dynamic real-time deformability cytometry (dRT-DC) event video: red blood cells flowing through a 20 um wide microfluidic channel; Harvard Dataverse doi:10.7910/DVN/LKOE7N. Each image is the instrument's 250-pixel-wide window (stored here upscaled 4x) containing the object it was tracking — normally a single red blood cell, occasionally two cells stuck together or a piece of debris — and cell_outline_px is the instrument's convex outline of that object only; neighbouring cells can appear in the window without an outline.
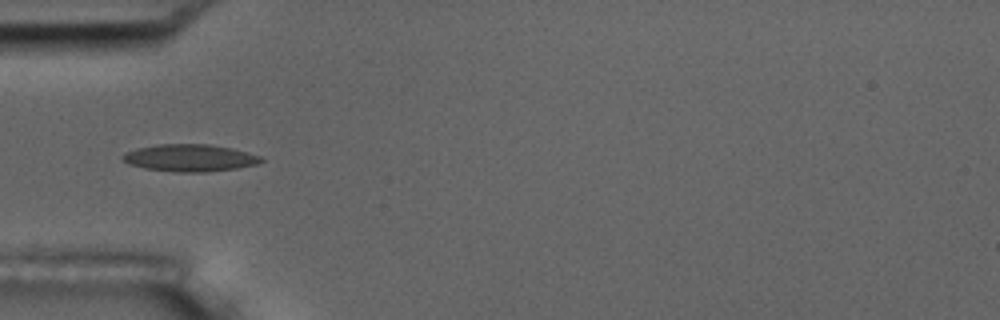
{"species": "common noctule bat (a hibernating species)", "species_latin": "Nyctalus noctula", "temperature_condition": "room temperature", "stored_images_in_passage": 38, "camera_frame_rate_fps": 3000, "um_per_image_px": 0.085, "animal": {"sex": "male", "body_mass_g": 17.5, "forearm_length_mm": 52.3}, "frame": {"image": 1, "passage_image": 1, "time_ms": 0.0, "image_size_px": [1000, 320], "cell_outline_px": [[264, 160], [256, 164], [236, 168], [204, 172], [176, 172], [144, 168], [128, 164], [120, 156], [124, 152], [136, 148], [156, 144], [208, 144], [232, 148], [248, 152], [260, 156]], "centroid_in_image_um": [16.09, 13.41], "position_along_channel_um": 68.9, "area_um2": 21.96}}
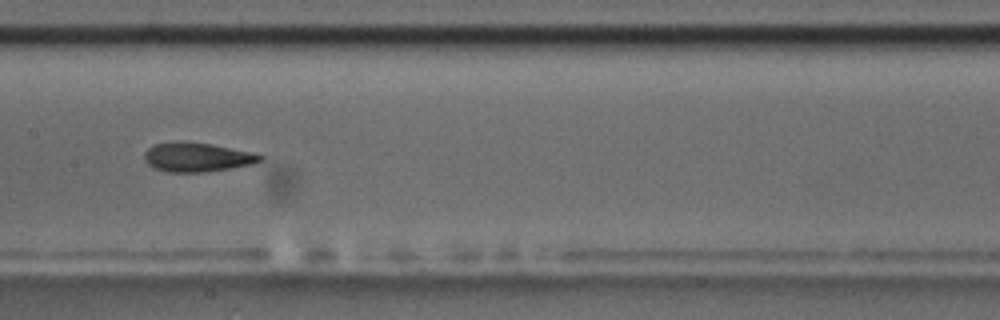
{"frame": {"image": 2, "passage_image": 11, "time_ms": 3.333, "image_size_px": [1000, 320], "cell_outline_px": [[264, 160], [252, 164], [204, 172], [168, 172], [156, 168], [148, 164], [144, 160], [144, 152], [148, 148], [156, 144], [176, 140], [188, 140], [212, 144], [252, 152], [264, 156]], "centroid_in_image_um": [16.74, 13.33], "position_along_channel_um": 190.7, "area_um2": 19.88}}
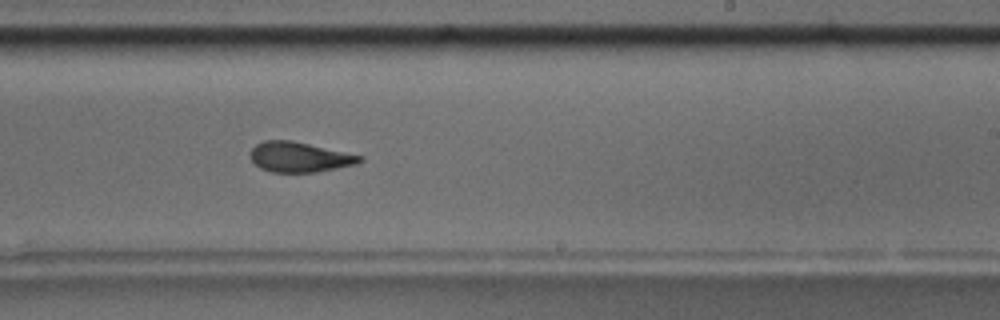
{"frame": {"image": 3, "passage_image": 17, "time_ms": 5.333, "image_size_px": [1000, 320], "cell_outline_px": [[364, 160], [356, 164], [316, 172], [272, 172], [260, 168], [248, 156], [248, 152], [256, 144], [264, 140], [292, 140], [364, 156]], "centroid_in_image_um": [25.43, 13.34], "position_along_channel_um": 263.6, "area_um2": 19.31}, "authors_computed_cell_mechanics": {"area_um2": 20.0277, "velocity_mm_per_s": 3.6564, "shape_relaxation_time_tau1_ms": null, "shape_relaxation_time_tau2_ms": 2.5786, "deformation_change_tau1": null, "deformation_change_tau2": 0.1023}}